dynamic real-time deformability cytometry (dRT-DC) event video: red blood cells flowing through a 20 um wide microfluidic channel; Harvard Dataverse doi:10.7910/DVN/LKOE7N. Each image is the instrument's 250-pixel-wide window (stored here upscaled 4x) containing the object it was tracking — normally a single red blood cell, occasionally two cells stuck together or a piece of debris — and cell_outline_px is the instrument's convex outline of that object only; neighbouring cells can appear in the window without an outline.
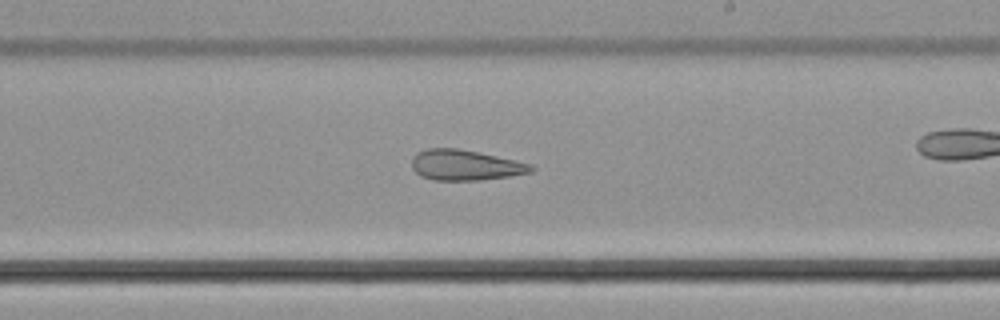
{"species": "common noctule bat (a hibernating species)", "species_latin": "Nyctalus noctula", "temperature_condition": "cold", "stored_images_in_passage": 35, "camera_frame_rate_fps": 3000, "um_per_image_px": 0.085, "animal": {"sex": "male", "body_mass_g": 21.5, "forearm_length_mm": 52.0}, "frame": {"image": 1, "passage_image": 25, "time_ms": 8.0, "image_size_px": [1000, 320], "cell_outline_px": [[536, 168], [532, 172], [508, 176], [480, 180], [432, 180], [420, 176], [412, 168], [412, 156], [416, 152], [428, 148], [456, 148], [480, 152], [532, 164]], "centroid_in_image_um": [39.53, 14.03], "position_along_channel_um": 249.5, "area_um2": 21.33}}